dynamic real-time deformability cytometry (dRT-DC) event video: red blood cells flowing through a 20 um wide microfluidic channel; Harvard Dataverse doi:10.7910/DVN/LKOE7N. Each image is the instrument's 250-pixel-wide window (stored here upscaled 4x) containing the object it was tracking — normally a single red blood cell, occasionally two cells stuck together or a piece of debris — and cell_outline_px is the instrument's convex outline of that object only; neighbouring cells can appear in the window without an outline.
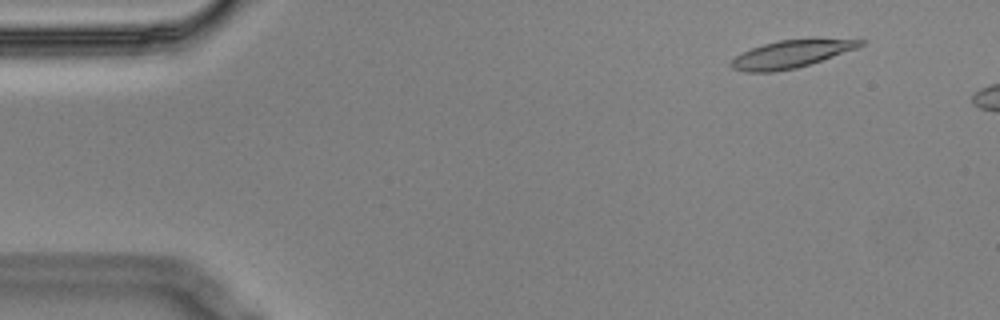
{"species": "Egyptian fruit bat (a non-hibernating species)", "species_latin": "Rousettus aegyptiacus", "temperature_condition": "cold", "stored_images_in_passage": 3, "camera_frame_rate_fps": 3000, "um_per_image_px": 0.085, "animal": {"sex": "male"}, "frame": {"image": 1, "passage_image": 2, "time_ms": 0.333, "image_size_px": [1000, 320], "cell_outline_px": [[868, 40], [864, 44], [856, 48], [796, 68], [772, 72], [748, 72], [732, 68], [728, 64], [736, 56], [752, 48], [764, 44], [780, 40]], "centroid_in_image_um": [67.16, 4.62], "position_along_channel_um": 17.8, "area_um2": 19.88}}